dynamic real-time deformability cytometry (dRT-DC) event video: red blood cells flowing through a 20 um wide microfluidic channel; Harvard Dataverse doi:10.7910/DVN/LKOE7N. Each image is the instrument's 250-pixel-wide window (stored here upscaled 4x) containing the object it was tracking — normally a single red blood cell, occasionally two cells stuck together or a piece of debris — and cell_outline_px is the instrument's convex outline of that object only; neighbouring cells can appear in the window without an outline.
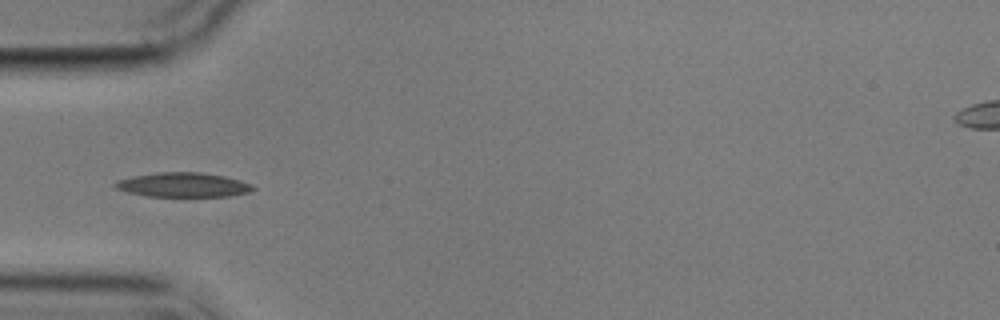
{"species": "common noctule bat (a hibernating species)", "species_latin": "Nyctalus noctula", "temperature_condition": "cold", "stored_images_in_passage": 8, "camera_frame_rate_fps": 3000, "um_per_image_px": 0.085, "animal": {"sex": "male", "body_mass_g": 17.9}, "frame": {"image": 1, "passage_image": 6, "time_ms": 5.667, "image_size_px": [1000, 320], "cell_outline_px": [[256, 188], [248, 192], [228, 196], [148, 196], [128, 192], [116, 188], [112, 184], [116, 180], [156, 172], [200, 172], [224, 176], [240, 180], [252, 184]], "centroid_in_image_um": [15.57, 15.7], "position_along_channel_um": 69.4, "area_um2": 19.48}}
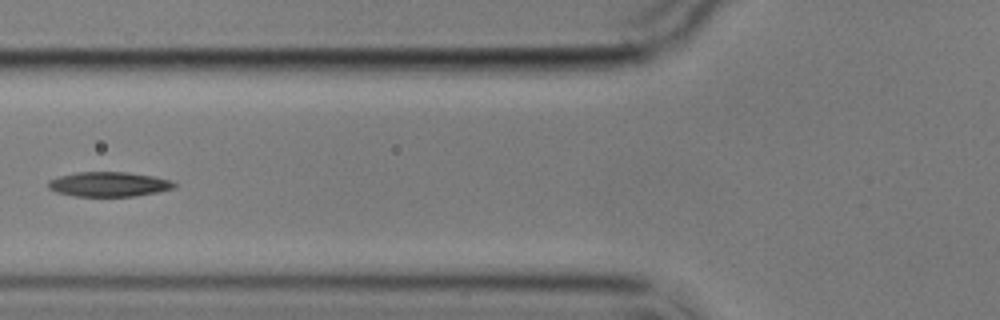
{"frame": {"image": 2, "passage_image": 7, "time_ms": 7.0, "image_size_px": [1000, 320], "cell_outline_px": [[176, 184], [172, 188], [156, 192], [132, 196], [76, 196], [56, 192], [48, 188], [48, 180], [60, 176], [76, 172], [128, 172], [152, 176], [172, 180]], "centroid_in_image_um": [9.22, 15.65], "position_along_channel_um": 116.6, "area_um2": 17.98}}
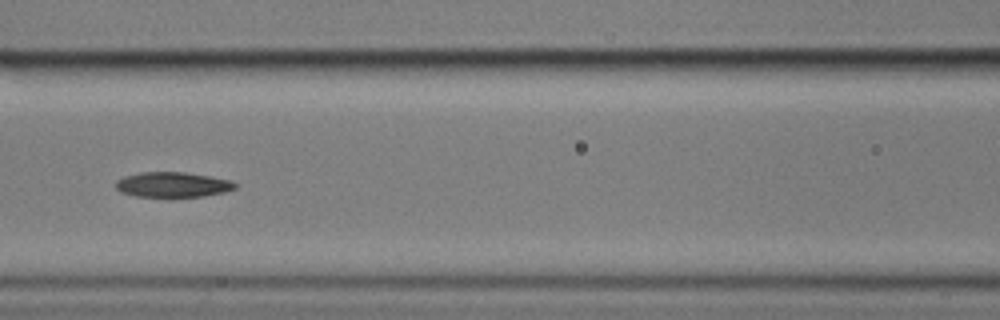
{"frame": {"image": 3, "passage_image": 8, "time_ms": 8.0, "image_size_px": [1000, 320], "cell_outline_px": [[240, 184], [236, 188], [224, 192], [204, 196], [172, 200], [136, 196], [120, 192], [116, 188], [116, 180], [124, 176], [140, 172], [184, 172], [232, 180]], "centroid_in_image_um": [14.69, 15.74], "position_along_channel_um": 151.9, "area_um2": 18.44}}